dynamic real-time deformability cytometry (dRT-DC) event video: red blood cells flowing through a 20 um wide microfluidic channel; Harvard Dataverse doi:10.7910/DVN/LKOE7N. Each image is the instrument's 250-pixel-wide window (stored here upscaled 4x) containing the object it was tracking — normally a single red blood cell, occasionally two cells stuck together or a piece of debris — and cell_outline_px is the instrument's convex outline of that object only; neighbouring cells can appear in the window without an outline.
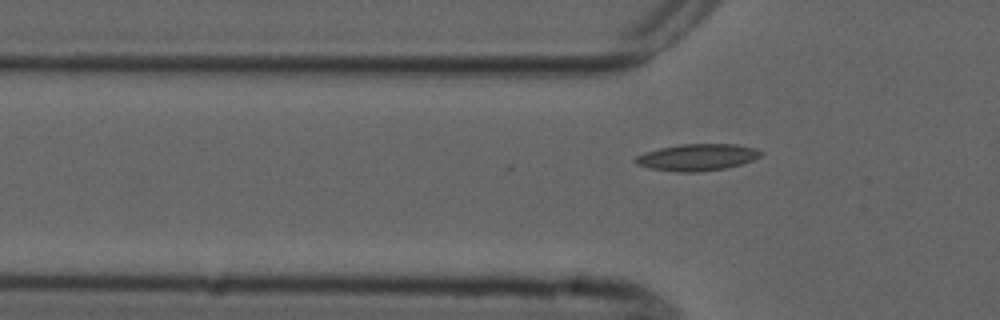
{"species": "common noctule bat (a hibernating species)", "species_latin": "Nyctalus noctula", "temperature_condition": "cold", "stored_images_in_passage": 5, "segment_of_instrument_passage": [2, 2], "camera_frame_rate_fps": 3000, "um_per_image_px": 0.085, "animal": {"sex": "male", "forearm_length_mm": 52.5}, "frame": {"image": 1, "passage_image": 5, "time_ms": 5.333, "image_size_px": [1000, 320], "cell_outline_px": [[764, 152], [760, 156], [752, 160], [740, 164], [724, 168], [700, 172], [676, 172], [652, 168], [636, 164], [632, 160], [636, 156], [644, 152], [660, 148], [680, 144], [736, 144], [756, 148]], "centroid_in_image_um": [59.25, 13.36], "position_along_channel_um": 66.5, "area_um2": 19.54}}